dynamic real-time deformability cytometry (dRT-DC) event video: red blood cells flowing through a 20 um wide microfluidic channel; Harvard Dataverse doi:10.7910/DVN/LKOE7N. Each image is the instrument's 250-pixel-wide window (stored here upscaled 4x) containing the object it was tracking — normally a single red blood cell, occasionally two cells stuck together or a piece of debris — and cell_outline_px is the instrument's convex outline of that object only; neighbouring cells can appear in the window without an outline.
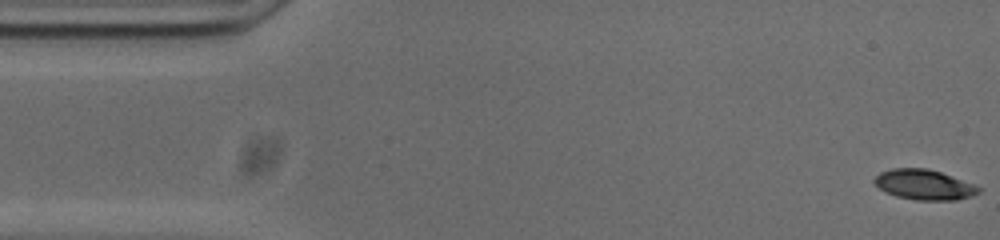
{"species": "common noctule bat (a hibernating species)", "species_latin": "Nyctalus noctula", "temperature_condition": "cold", "stored_images_in_passage": 45, "camera_frame_rate_fps": 3000, "um_per_image_px": 0.085, "animal": {"sex": "male", "body_mass_g": 20.0, "forearm_length_mm": 53.3}, "frame": {"image": 1, "passage_image": 1, "time_ms": 0.0, "image_size_px": [1000, 240], "cell_outline_px": [[980, 192], [972, 196], [956, 200], [916, 200], [896, 196], [884, 192], [872, 180], [880, 172], [892, 168], [928, 168], [940, 172], [972, 184], [980, 188]], "centroid_in_image_um": [78.52, 15.7], "position_along_channel_um": 6.5, "area_um2": 18.21}}
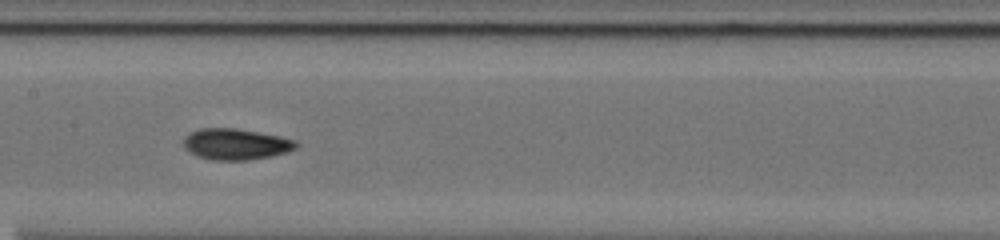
{"frame": {"image": 2, "passage_image": 25, "time_ms": 8.0, "image_size_px": [1000, 240], "cell_outline_px": [[300, 144], [296, 148], [272, 156], [248, 160], [212, 160], [196, 156], [188, 152], [184, 148], [184, 136], [188, 132], [200, 128], [236, 128], [280, 136], [296, 140]], "centroid_in_image_um": [20.01, 12.25], "position_along_channel_um": 187.4, "area_um2": 20.63}}
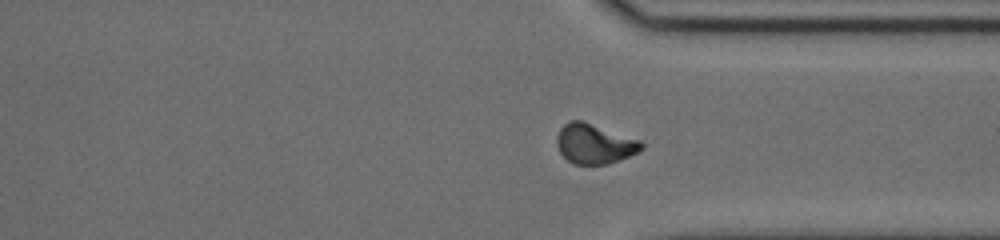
{"frame": {"image": 3, "passage_image": 39, "time_ms": 12.667, "image_size_px": [1000, 240], "cell_outline_px": [[644, 148], [628, 156], [608, 164], [572, 164], [560, 152], [556, 144], [556, 136], [560, 128], [568, 120], [580, 120], [640, 140], [644, 144]], "centroid_in_image_um": [50.5, 12.22], "position_along_channel_um": 360.9, "area_um2": 19.48}, "authors_computed_cell_mechanics": {"area_um2": 19.1896, "velocity_mm_per_s": 3.7386, "shape_relaxation_time_tau1_ms": 7.2731, "shape_relaxation_time_tau2_ms": 3.0951, "deformation_change_tau1": 0.1721, "deformation_change_tau2": 0.084}}